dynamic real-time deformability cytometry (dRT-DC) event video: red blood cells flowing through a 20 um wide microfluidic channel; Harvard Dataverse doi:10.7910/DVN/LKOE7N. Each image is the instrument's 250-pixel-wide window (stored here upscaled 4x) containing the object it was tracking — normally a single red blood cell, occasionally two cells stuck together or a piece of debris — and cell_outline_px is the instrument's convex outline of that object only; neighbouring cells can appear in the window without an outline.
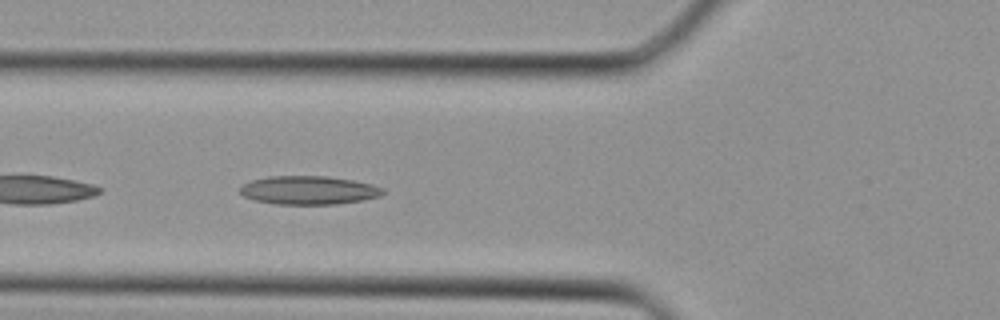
{"species": "Egyptian fruit bat (a non-hibernating species)", "species_latin": "Rousettus aegyptiacus", "temperature_condition": "cold", "stored_images_in_passage": 35, "camera_frame_rate_fps": 3000, "um_per_image_px": 0.085, "animal": {"sex": "female"}, "frame": {"image": 1, "passage_image": 12, "time_ms": 3.667, "image_size_px": [1000, 320], "cell_outline_px": [[384, 192], [380, 196], [360, 200], [336, 204], [276, 204], [256, 200], [244, 196], [240, 192], [240, 184], [252, 180], [268, 176], [328, 176], [352, 180], [372, 184], [384, 188]], "centroid_in_image_um": [26.22, 16.16], "position_along_channel_um": 99.6, "area_um2": 23.7}}
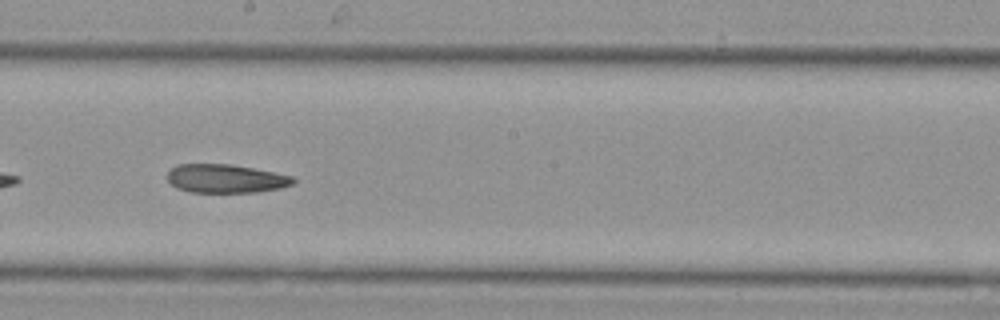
{"frame": {"image": 2, "passage_image": 19, "time_ms": 6.0, "image_size_px": [1000, 320], "cell_outline_px": [[296, 180], [292, 184], [280, 188], [256, 192], [192, 192], [176, 188], [168, 180], [168, 172], [176, 164], [232, 164], [292, 176]], "centroid_in_image_um": [19.17, 15.18], "position_along_channel_um": 229.0, "area_um2": 20.81}}
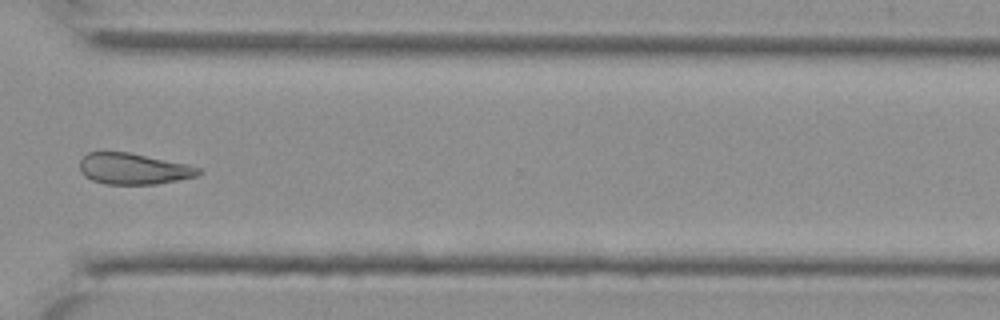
{"frame": {"image": 3, "passage_image": 26, "time_ms": 8.333, "image_size_px": [1000, 320], "cell_outline_px": [[200, 172], [196, 176], [156, 184], [104, 184], [92, 180], [84, 176], [80, 172], [80, 160], [88, 152], [128, 152], [188, 164], [200, 168]], "centroid_in_image_um": [11.31, 14.35], "position_along_channel_um": 359.3, "area_um2": 21.44}}